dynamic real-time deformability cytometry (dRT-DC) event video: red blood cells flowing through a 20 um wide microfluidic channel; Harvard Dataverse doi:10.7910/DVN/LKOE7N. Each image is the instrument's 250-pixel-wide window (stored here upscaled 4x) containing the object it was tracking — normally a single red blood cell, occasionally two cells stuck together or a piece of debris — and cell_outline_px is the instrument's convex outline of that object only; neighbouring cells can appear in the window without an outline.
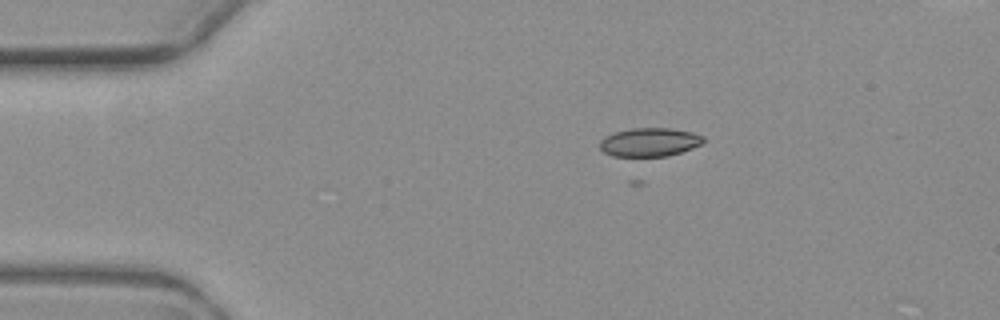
{"species": "common noctule bat (a hibernating species)", "species_latin": "Nyctalus noctula", "temperature_condition": "warm", "stored_images_in_passage": 8, "camera_frame_rate_fps": 3000, "um_per_image_px": 0.085, "animal": {"sex": "female", "body_mass_g": 19.3, "forearm_length_mm": 54.1}, "frame": {"image": 1, "passage_image": 3, "time_ms": 2.333, "image_size_px": [1000, 320], "cell_outline_px": [[704, 140], [700, 144], [692, 148], [668, 156], [612, 156], [604, 152], [600, 148], [600, 140], [616, 132], [632, 128], [672, 128], [692, 132], [704, 136]], "centroid_in_image_um": [55.23, 12.08], "position_along_channel_um": 29.8, "area_um2": 17.11}}
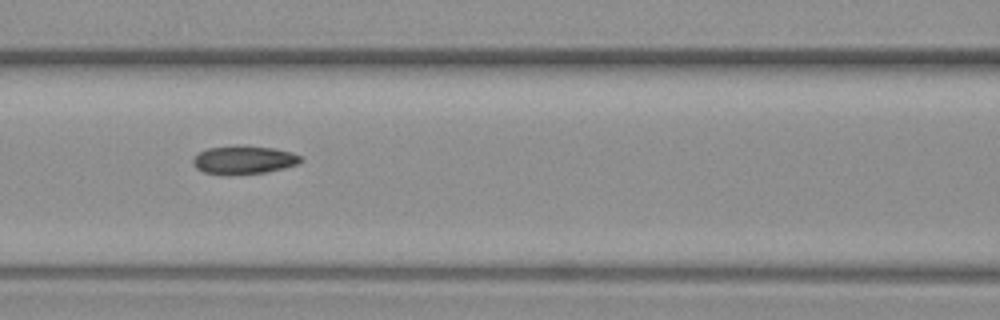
{"frame": {"image": 2, "passage_image": 7, "time_ms": 7.0, "image_size_px": [1000, 320], "cell_outline_px": [[300, 164], [284, 168], [264, 172], [204, 172], [196, 168], [192, 164], [192, 160], [200, 152], [208, 148], [276, 148], [292, 152], [300, 156]], "centroid_in_image_um": [20.78, 13.59], "position_along_channel_um": 145.8, "area_um2": 16.3}}
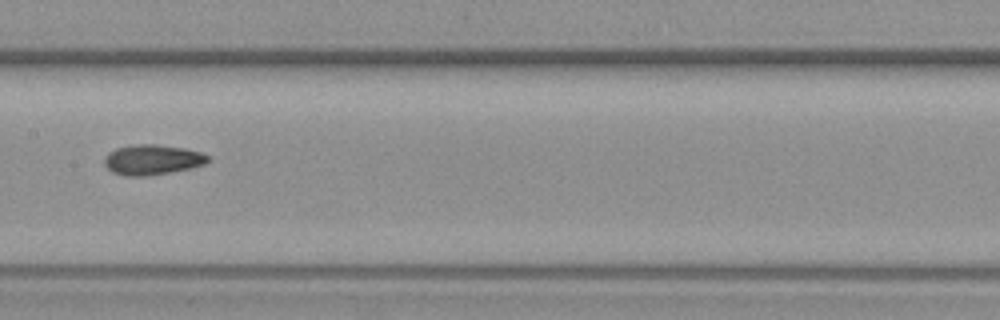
{"frame": {"image": 3, "passage_image": 8, "time_ms": 8.333, "image_size_px": [1000, 320], "cell_outline_px": [[208, 160], [204, 164], [192, 168], [144, 176], [124, 176], [112, 172], [104, 164], [104, 156], [108, 152], [116, 148], [136, 144], [156, 144], [184, 148], [200, 152], [208, 156]], "centroid_in_image_um": [12.9, 13.57], "position_along_channel_um": 194.5, "area_um2": 18.15}}